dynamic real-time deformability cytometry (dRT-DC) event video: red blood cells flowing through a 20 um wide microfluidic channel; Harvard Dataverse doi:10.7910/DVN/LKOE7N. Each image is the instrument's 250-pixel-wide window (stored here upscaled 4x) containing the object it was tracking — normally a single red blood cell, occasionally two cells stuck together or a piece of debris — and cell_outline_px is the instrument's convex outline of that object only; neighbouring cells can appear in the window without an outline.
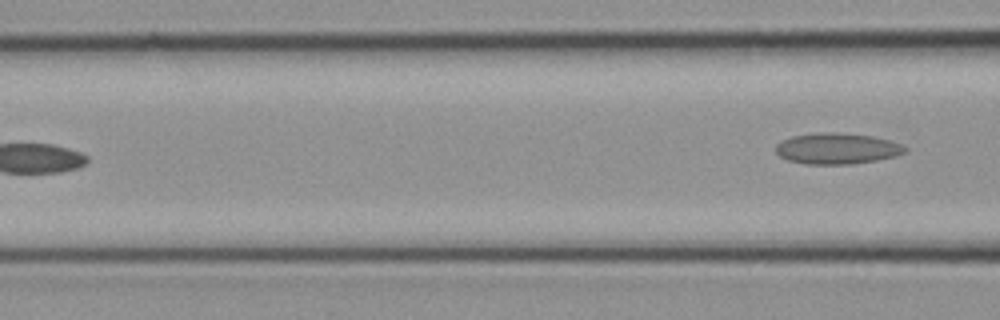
{"species": "common noctule bat (a hibernating species)", "species_latin": "Nyctalus noctula", "temperature_condition": "cold", "stored_images_in_passage": 7, "segment_of_instrument_passage": [2, 2], "camera_frame_rate_fps": 3000, "um_per_image_px": 0.085, "animal": {"sex": "female", "body_mass_g": 21.9}, "frame": {"image": 1, "passage_image": 7, "time_ms": 2.0, "image_size_px": [1000, 320], "cell_outline_px": [[908, 148], [904, 152], [896, 156], [876, 160], [852, 164], [804, 164], [788, 160], [780, 156], [776, 152], [776, 144], [780, 140], [792, 136], [820, 132], [832, 132], [872, 136], [888, 140], [900, 144]], "centroid_in_image_um": [71.11, 12.63], "position_along_channel_um": 95.5, "area_um2": 23.29}}